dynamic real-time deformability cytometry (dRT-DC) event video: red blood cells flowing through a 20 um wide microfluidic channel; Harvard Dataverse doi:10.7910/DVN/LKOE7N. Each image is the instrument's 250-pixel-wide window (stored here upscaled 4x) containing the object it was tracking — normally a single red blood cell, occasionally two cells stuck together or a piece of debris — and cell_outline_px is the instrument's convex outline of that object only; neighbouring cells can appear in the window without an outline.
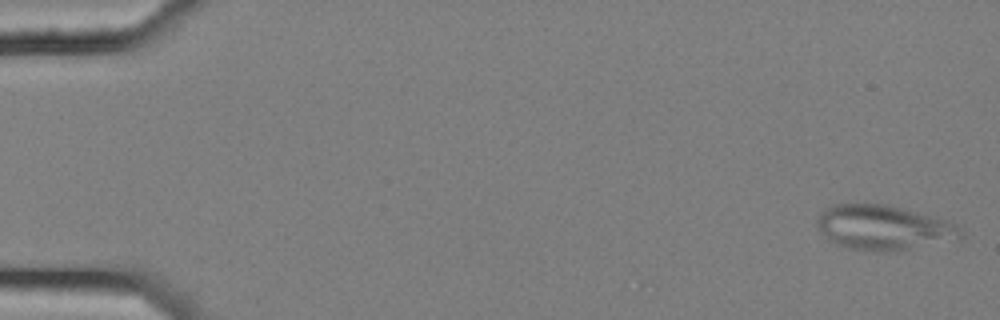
{"species": "common noctule bat (a hibernating species)", "species_latin": "Nyctalus noctula", "temperature_condition": "cold", "stored_images_in_passage": 8, "camera_frame_rate_fps": 3000, "um_per_image_px": 0.085, "animal": {"sex": "female", "body_mass_g": 25.1}, "frame": {"image": 1, "passage_image": 1, "time_ms": 0.0, "image_size_px": [1000, 320], "cell_outline_px": [[964, 236], [960, 240], [884, 252], [876, 252], [848, 248], [836, 244], [828, 240], [816, 224], [816, 216], [820, 212], [832, 204], [884, 204], [948, 220], [956, 224], [964, 232]], "centroid_in_image_um": [75.11, 19.35], "position_along_channel_um": 9.9, "area_um2": 37.63}}